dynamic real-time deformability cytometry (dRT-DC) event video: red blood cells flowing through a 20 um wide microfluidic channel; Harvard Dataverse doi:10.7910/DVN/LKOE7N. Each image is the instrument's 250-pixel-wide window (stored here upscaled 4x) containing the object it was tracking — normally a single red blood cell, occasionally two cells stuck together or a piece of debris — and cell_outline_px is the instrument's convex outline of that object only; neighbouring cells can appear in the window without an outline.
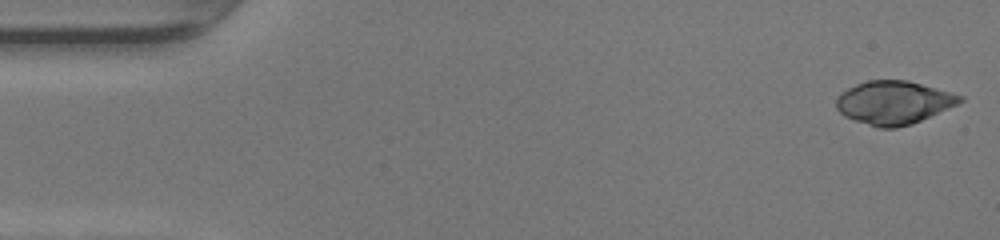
{"species": "human", "species_latin": "Homo sapiens", "temperature_condition": "warm", "stored_images_in_passage": 48, "camera_frame_rate_fps": 3000, "um_per_image_px": 0.085, "donor": {"sex": "female"}, "frame": {"image": 1, "passage_image": 1, "time_ms": 0.0, "image_size_px": [1000, 240], "cell_outline_px": [[964, 100], [956, 104], [912, 124], [896, 128], [876, 128], [844, 116], [836, 108], [836, 96], [840, 92], [856, 84], [868, 80], [908, 80], [964, 96]], "centroid_in_image_um": [75.92, 8.72], "position_along_channel_um": 9.1, "area_um2": 31.15}}
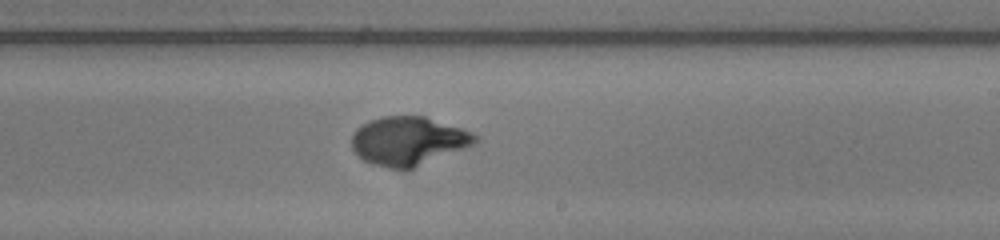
{"frame": {"image": 2, "passage_image": 28, "time_ms": 9.0, "image_size_px": [1000, 240], "cell_outline_px": [[480, 140], [476, 144], [404, 172], [372, 164], [364, 160], [352, 148], [352, 132], [356, 128], [368, 120], [380, 116], [424, 116], [472, 132], [480, 136]], "centroid_in_image_um": [34.72, 12.0], "position_along_channel_um": 254.3, "area_um2": 35.49}}
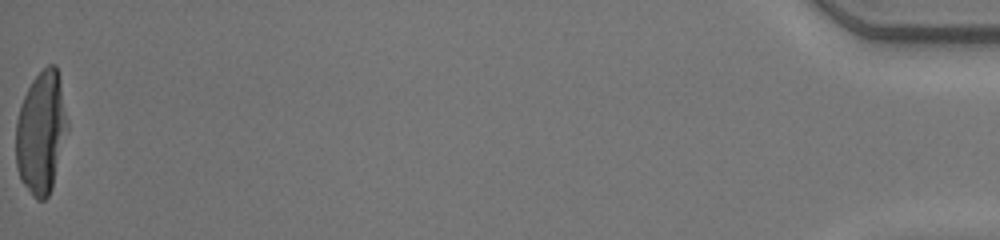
{"frame": {"image": 3, "passage_image": 48, "time_ms": 15.667, "image_size_px": [1000, 240], "cell_outline_px": [[68, 128], [52, 188], [48, 196], [44, 200], [36, 200], [32, 196], [20, 180], [16, 168], [16, 120], [24, 96], [32, 80], [48, 64], [56, 64], [60, 76], [68, 120]], "centroid_in_image_um": [3.5, 11.26], "position_along_channel_um": 431.7, "area_um2": 37.11}, "authors_computed_cell_mechanics": {"area_um2": 34.7667, "velocity_mm_per_s": 4.2852, "shape_relaxation_time_tau1_ms": 3.7385, "shape_relaxation_time_tau2_ms": null, "deformation_change_tau1": 0.2443, "deformation_change_tau2": null}}